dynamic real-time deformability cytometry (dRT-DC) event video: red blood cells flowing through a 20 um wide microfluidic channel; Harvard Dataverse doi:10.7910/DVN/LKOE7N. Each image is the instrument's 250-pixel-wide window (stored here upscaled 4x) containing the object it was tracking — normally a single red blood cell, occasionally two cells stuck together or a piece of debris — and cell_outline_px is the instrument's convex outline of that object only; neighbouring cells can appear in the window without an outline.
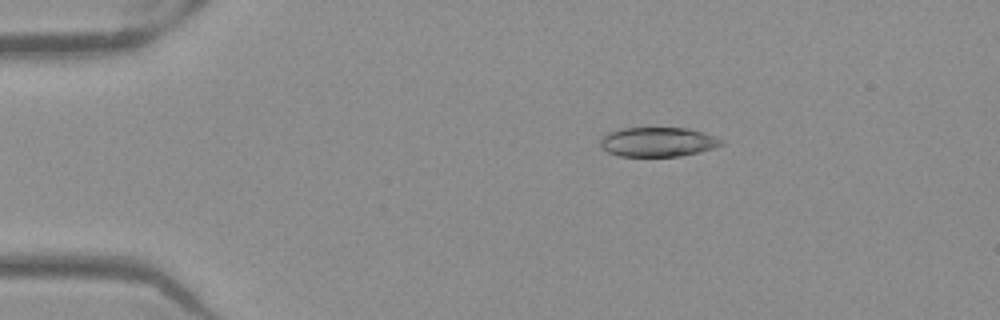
{"species": "Egyptian fruit bat (a non-hibernating species)", "species_latin": "Rousettus aegyptiacus", "temperature_condition": "warm", "stored_images_in_passage": 43, "camera_frame_rate_fps": 3000, "um_per_image_px": 0.085, "frame": {"image": 1, "passage_image": 1, "time_ms": 0.0, "image_size_px": [1000, 320], "cell_outline_px": [[724, 144], [712, 148], [680, 156], [620, 156], [608, 152], [600, 148], [600, 140], [608, 132], [620, 128], [688, 128], [704, 132], [724, 140]], "centroid_in_image_um": [55.9, 12.06], "position_along_channel_um": 29.1, "area_um2": 20.75}}
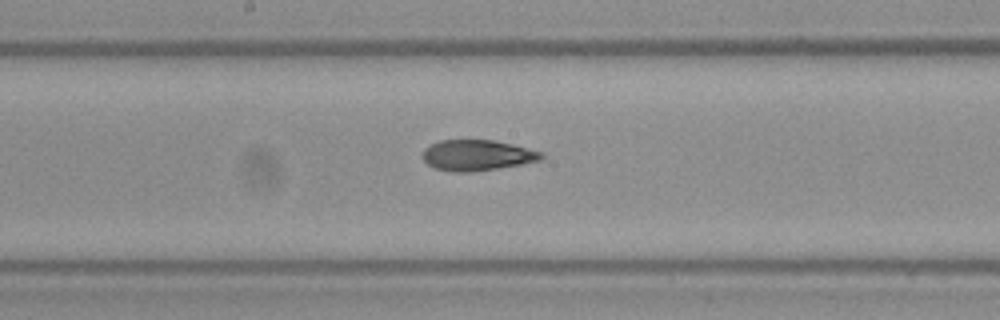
{"frame": {"image": 2, "passage_image": 19, "time_ms": 6.0, "image_size_px": [1000, 320], "cell_outline_px": [[544, 156], [540, 160], [520, 164], [472, 172], [452, 172], [436, 168], [428, 164], [420, 156], [424, 148], [440, 140], [496, 140], [544, 152]], "centroid_in_image_um": [40.54, 13.19], "position_along_channel_um": 207.7, "area_um2": 21.27}}
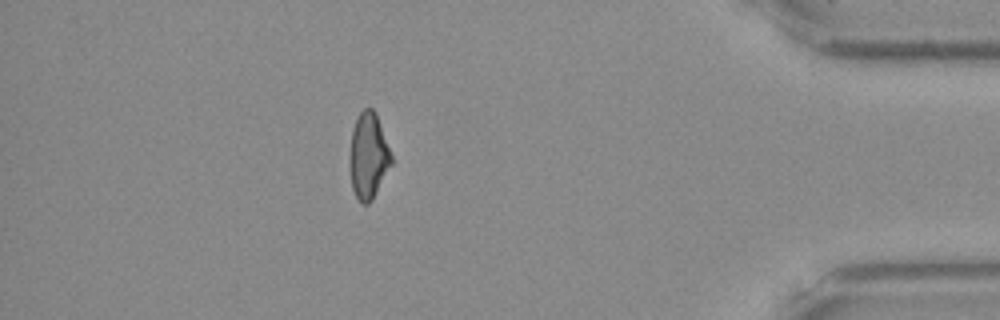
{"frame": {"image": 3, "passage_image": 37, "time_ms": 12.0, "image_size_px": [1000, 320], "cell_outline_px": [[392, 164], [372, 200], [368, 204], [360, 204], [352, 188], [352, 128], [360, 112], [364, 108], [372, 108], [376, 112], [392, 156]], "centroid_in_image_um": [31.36, 13.25], "position_along_channel_um": 403.8, "area_um2": 20.23}, "authors_computed_cell_mechanics": {"area_um2": 21.3282, "velocity_mm_per_s": 3.9793, "shape_relaxation_time_tau1_ms": null, "shape_relaxation_time_tau2_ms": 2.7793, "deformation_change_tau1": null, "deformation_change_tau2": 0.1028}}